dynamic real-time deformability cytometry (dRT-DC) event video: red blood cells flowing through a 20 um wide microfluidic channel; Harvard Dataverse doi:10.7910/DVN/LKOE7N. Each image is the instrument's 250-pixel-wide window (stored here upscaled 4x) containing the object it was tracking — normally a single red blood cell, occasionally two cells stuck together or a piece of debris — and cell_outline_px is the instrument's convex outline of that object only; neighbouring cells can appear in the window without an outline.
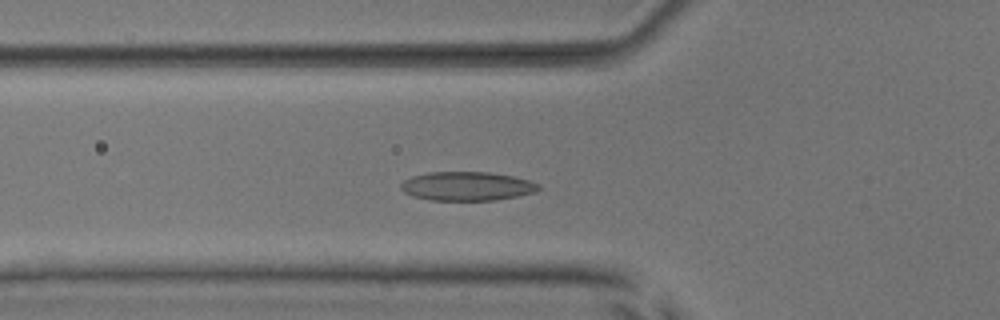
{"species": "common noctule bat (a hibernating species)", "species_latin": "Nyctalus noctula", "temperature_condition": "room temperature", "stored_images_in_passage": 49, "camera_frame_rate_fps": 3000, "um_per_image_px": 0.085, "animal": {"sex": "male", "body_mass_g": 17.9, "forearm_length_mm": 54.2}, "frame": {"image": 1, "passage_image": 15, "time_ms": 4.667, "image_size_px": [1000, 320], "cell_outline_px": [[540, 188], [536, 192], [496, 200], [428, 200], [412, 196], [404, 192], [400, 188], [400, 184], [404, 180], [412, 176], [428, 172], [488, 172], [512, 176], [528, 180], [540, 184]], "centroid_in_image_um": [39.67, 15.82], "position_along_channel_um": 86.1, "area_um2": 23.24}}
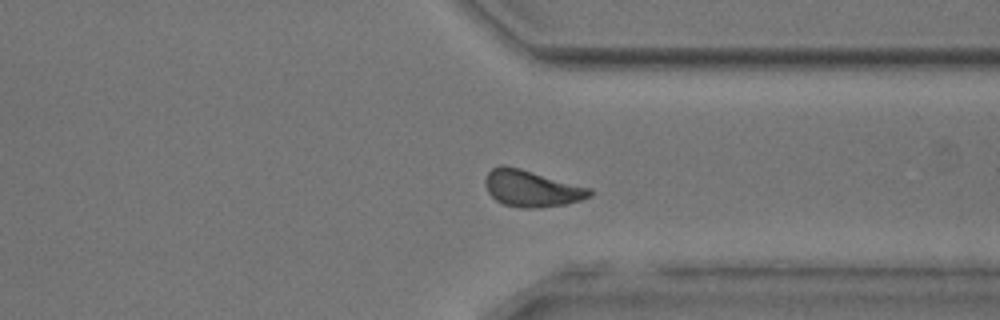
{"frame": {"image": 2, "passage_image": 37, "time_ms": 12.0, "image_size_px": [1000, 320], "cell_outline_px": [[592, 196], [580, 200], [564, 204], [540, 208], [520, 208], [504, 204], [496, 200], [488, 192], [484, 184], [484, 180], [488, 172], [492, 168], [500, 164], [504, 164], [520, 168], [592, 188]], "centroid_in_image_um": [45.17, 16.01], "position_along_channel_um": 366.2, "area_um2": 22.43}}
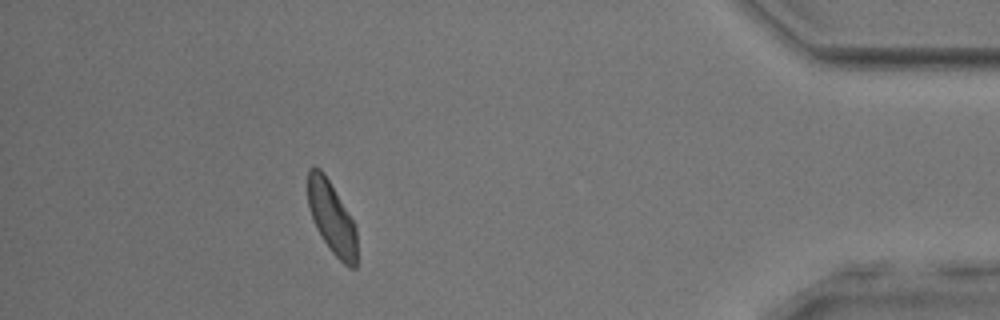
{"frame": {"image": 3, "passage_image": 44, "time_ms": 14.333, "image_size_px": [1000, 320], "cell_outline_px": [[356, 268], [348, 268], [332, 252], [320, 236], [316, 228], [308, 204], [308, 168], [320, 168], [324, 172], [352, 220], [356, 228]], "centroid_in_image_um": [28.19, 18.53], "position_along_channel_um": 407.0, "area_um2": 20.29}, "authors_computed_cell_mechanics": {"area_um2": 21.5016, "velocity_mm_per_s": 3.8184, "shape_relaxation_time_tau1_ms": 2.6056, "shape_relaxation_time_tau2_ms": 9.6032, "deformation_change_tau1": 0.0913, "deformation_change_tau2": 0.1496}}